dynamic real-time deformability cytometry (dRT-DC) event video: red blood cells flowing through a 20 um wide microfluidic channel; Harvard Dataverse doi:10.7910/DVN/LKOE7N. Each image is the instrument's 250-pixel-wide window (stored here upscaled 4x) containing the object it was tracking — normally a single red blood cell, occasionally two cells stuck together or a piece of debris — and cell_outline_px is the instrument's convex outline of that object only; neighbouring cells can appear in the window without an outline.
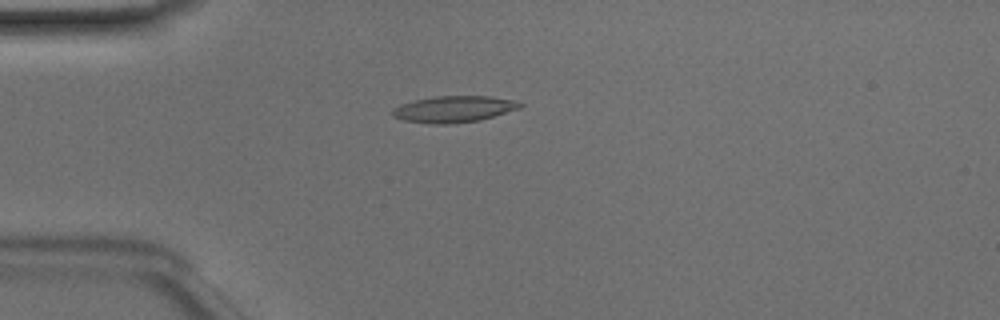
{"species": "Egyptian fruit bat (a non-hibernating species)", "species_latin": "Rousettus aegyptiacus", "temperature_condition": "room temperature", "stored_images_in_passage": 37, "camera_frame_rate_fps": 3000, "um_per_image_px": 0.085, "animal": {"sex": "male"}, "frame": {"image": 1, "passage_image": 1, "time_ms": 0.0, "image_size_px": [1000, 320], "cell_outline_px": [[524, 104], [520, 108], [480, 120], [448, 124], [432, 124], [404, 120], [392, 116], [392, 108], [400, 104], [416, 100], [436, 96], [488, 96], [516, 100]], "centroid_in_image_um": [38.58, 9.27], "position_along_channel_um": 46.4, "area_um2": 19.59}}
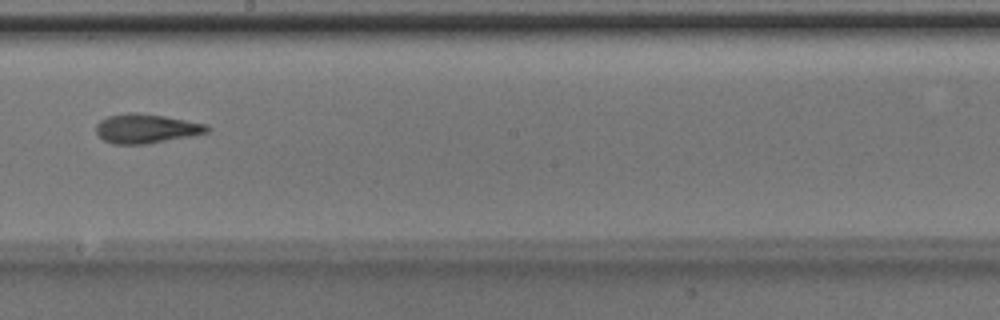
{"frame": {"image": 2, "passage_image": 16, "time_ms": 5.0, "image_size_px": [1000, 320], "cell_outline_px": [[212, 128], [208, 132], [192, 136], [148, 144], [112, 144], [104, 140], [96, 132], [96, 124], [100, 120], [108, 116], [132, 112], [164, 116], [208, 124]], "centroid_in_image_um": [12.46, 10.94], "position_along_channel_um": 235.7, "area_um2": 19.02}}
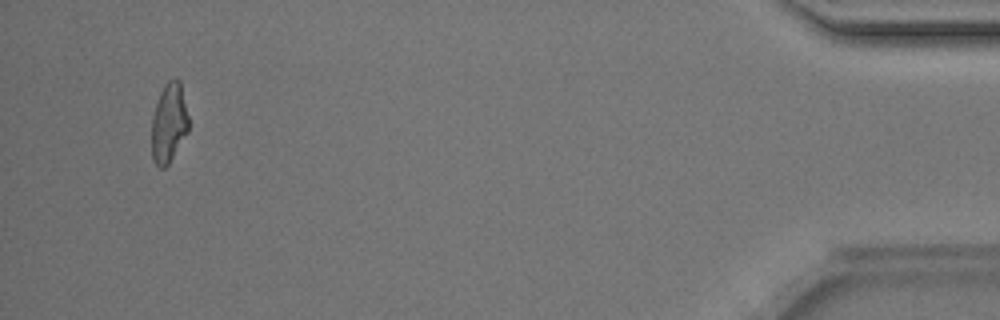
{"frame": {"image": 3, "passage_image": 35, "time_ms": 11.333, "image_size_px": [1000, 320], "cell_outline_px": [[188, 132], [168, 164], [164, 168], [160, 168], [152, 160], [152, 116], [160, 92], [164, 84], [168, 80], [176, 76], [180, 80], [188, 116]], "centroid_in_image_um": [14.35, 10.42], "position_along_channel_um": 420.8, "area_um2": 17.17}, "authors_computed_cell_mechanics": {"area_um2": 18.3226, "velocity_mm_per_s": 4.1379, "shape_relaxation_time_tau1_ms": 3.9095, "shape_relaxation_time_tau2_ms": 2.1066, "deformation_change_tau1": 0.1632, "deformation_change_tau2": 0.0968}}